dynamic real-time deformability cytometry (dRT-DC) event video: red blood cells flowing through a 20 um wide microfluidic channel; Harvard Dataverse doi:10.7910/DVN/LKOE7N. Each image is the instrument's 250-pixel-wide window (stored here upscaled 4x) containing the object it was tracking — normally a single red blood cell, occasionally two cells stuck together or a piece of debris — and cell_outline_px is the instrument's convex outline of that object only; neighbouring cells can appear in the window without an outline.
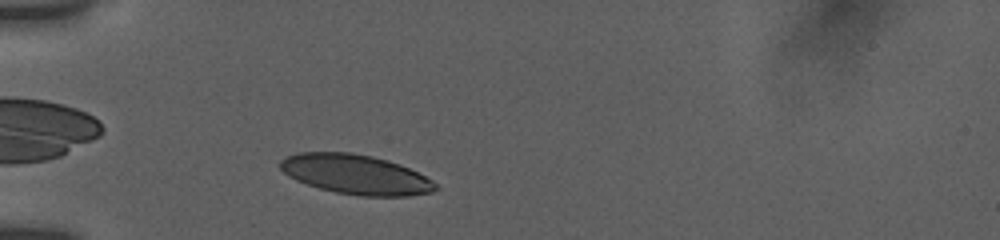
{"species": "human", "species_latin": "Homo sapiens", "temperature_condition": "room temperature", "stored_images_in_passage": 6, "camera_frame_rate_fps": 3000, "um_per_image_px": 0.085, "donor": {"sex": "female"}, "frame": {"image": 1, "passage_image": 2, "time_ms": 0.667, "image_size_px": [1000, 240], "cell_outline_px": [[440, 188], [432, 192], [408, 196], [360, 196], [336, 192], [320, 188], [296, 180], [288, 176], [280, 168], [280, 160], [296, 152], [352, 152], [372, 156], [388, 160], [400, 164], [432, 180]], "centroid_in_image_um": [30.24, 14.82], "position_along_channel_um": 54.8, "area_um2": 35.84}}
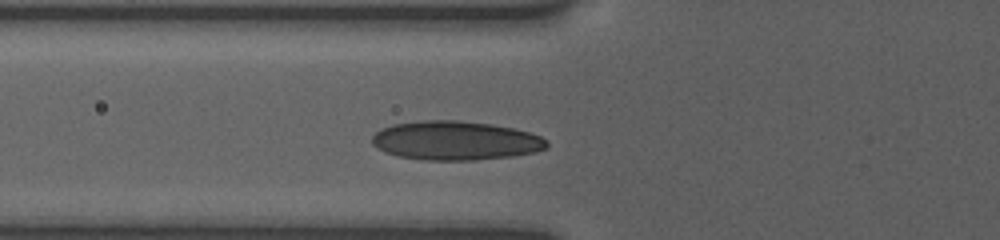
{"frame": {"image": 2, "passage_image": 4, "time_ms": 2.0, "image_size_px": [1000, 240], "cell_outline_px": [[548, 148], [536, 152], [512, 156], [476, 160], [424, 160], [396, 156], [384, 152], [376, 148], [372, 144], [372, 136], [380, 128], [392, 124], [428, 120], [456, 120], [492, 124], [512, 128], [528, 132], [540, 136], [548, 140]], "centroid_in_image_um": [38.7, 11.96], "position_along_channel_um": 87.1, "area_um2": 40.0}}
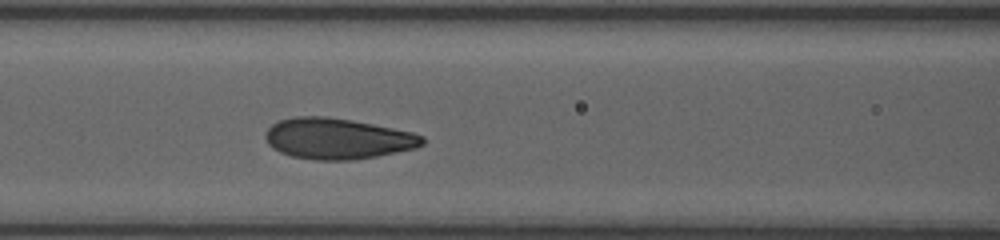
{"frame": {"image": 3, "passage_image": 6, "time_ms": 3.333, "image_size_px": [1000, 240], "cell_outline_px": [[424, 144], [416, 148], [376, 156], [352, 160], [316, 160], [292, 156], [280, 152], [272, 148], [268, 144], [264, 136], [268, 128], [272, 124], [280, 120], [296, 116], [328, 116], [352, 120], [412, 132], [424, 136]], "centroid_in_image_um": [28.67, 11.78], "position_along_channel_um": 137.9, "area_um2": 37.4}}